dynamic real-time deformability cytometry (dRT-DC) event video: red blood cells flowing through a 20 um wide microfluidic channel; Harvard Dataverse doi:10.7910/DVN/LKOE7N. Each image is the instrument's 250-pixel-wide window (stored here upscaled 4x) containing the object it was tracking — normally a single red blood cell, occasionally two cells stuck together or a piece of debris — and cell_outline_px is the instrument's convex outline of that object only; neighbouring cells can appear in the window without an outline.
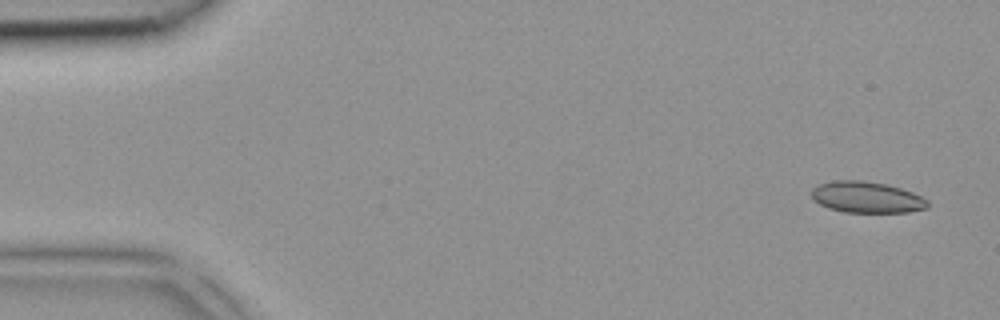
{"species": "common noctule bat (a hibernating species)", "species_latin": "Nyctalus noctula", "temperature_condition": "room temperature", "stored_images_in_passage": 6, "camera_frame_rate_fps": 3000, "um_per_image_px": 0.085, "animal": {"sex": "female", "body_mass_g": 18.4}, "frame": {"image": 1, "passage_image": 1, "time_ms": 0.0, "image_size_px": [1000, 320], "cell_outline_px": [[928, 208], [908, 212], [844, 212], [828, 208], [812, 200], [812, 188], [820, 184], [832, 180], [860, 180], [884, 184], [900, 188], [912, 192], [928, 200]], "centroid_in_image_um": [73.65, 16.77], "position_along_channel_um": 11.4, "area_um2": 21.1}}